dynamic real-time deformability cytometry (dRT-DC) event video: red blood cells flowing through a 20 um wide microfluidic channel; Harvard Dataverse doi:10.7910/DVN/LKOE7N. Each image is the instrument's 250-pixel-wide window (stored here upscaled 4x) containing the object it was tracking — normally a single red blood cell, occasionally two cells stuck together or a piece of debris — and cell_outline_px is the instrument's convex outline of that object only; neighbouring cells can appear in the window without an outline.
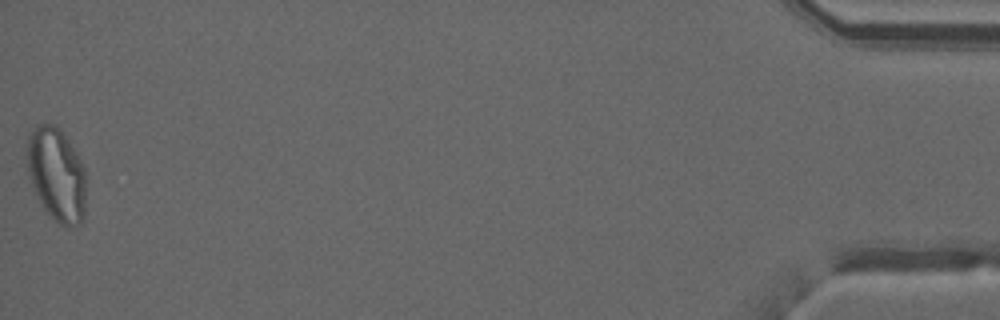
{"species": "common noctule bat (a hibernating species)", "species_latin": "Nyctalus noctula", "temperature_condition": "warm", "stored_images_in_passage": 50, "camera_frame_rate_fps": 3000, "um_per_image_px": 0.085, "animal": {"sex": "male", "forearm_length_mm": 52.5}, "frame": {"image": 1, "passage_image": 50, "time_ms": 16.333, "image_size_px": [1000, 320], "cell_outline_px": [[84, 220], [80, 224], [68, 228], [60, 224], [44, 208], [36, 196], [28, 172], [24, 148], [28, 132], [36, 124], [56, 124], [68, 140], [80, 160], [84, 168]], "centroid_in_image_um": [4.75, 14.79], "position_along_channel_um": 430.4, "area_um2": 32.43}, "authors_computed_cell_mechanics": {"area_um2": 29.0445, "velocity_mm_per_s": 4.0701, "shape_relaxation_time_tau1_ms": null, "shape_relaxation_time_tau2_ms": 0.933, "deformation_change_tau1": null, "deformation_change_tau2": 0.0747}}